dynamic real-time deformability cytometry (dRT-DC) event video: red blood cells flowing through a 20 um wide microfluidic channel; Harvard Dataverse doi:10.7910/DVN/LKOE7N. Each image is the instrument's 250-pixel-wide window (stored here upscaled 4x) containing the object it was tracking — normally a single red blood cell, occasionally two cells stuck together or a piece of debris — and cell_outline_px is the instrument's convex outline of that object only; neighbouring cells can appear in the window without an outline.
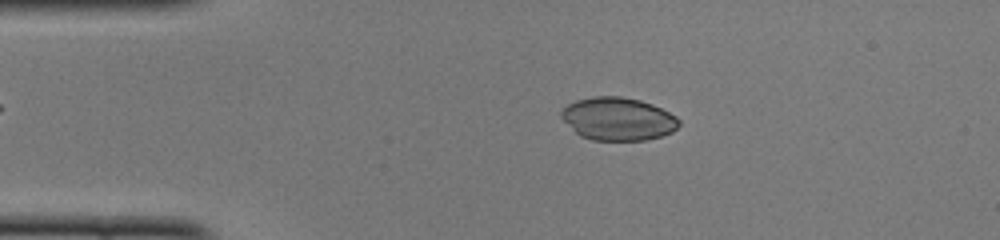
{"species": "common noctule bat (a hibernating species)", "species_latin": "Nyctalus noctula", "temperature_condition": "cold", "stored_images_in_passage": 49, "camera_frame_rate_fps": 3000, "um_per_image_px": 0.085, "animal": {"sex": "female", "body_mass_g": 22.0, "forearm_length_mm": 56.7}, "frame": {"image": 1, "passage_image": 9, "time_ms": 2.667, "image_size_px": [1000, 240], "cell_outline_px": [[680, 124], [672, 132], [660, 136], [644, 140], [592, 140], [580, 136], [560, 116], [560, 112], [568, 104], [576, 100], [592, 96], [620, 96], [640, 100], [652, 104], [676, 116], [680, 120]], "centroid_in_image_um": [52.53, 10.1], "position_along_channel_um": 32.5, "area_um2": 29.36}}
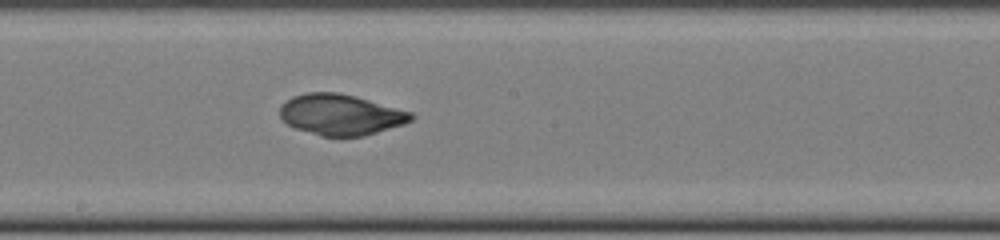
{"frame": {"image": 2, "passage_image": 26, "time_ms": 8.333, "image_size_px": [1000, 240], "cell_outline_px": [[416, 116], [412, 120], [404, 124], [364, 136], [320, 136], [296, 128], [288, 124], [280, 116], [280, 108], [292, 96], [308, 92], [336, 92], [356, 96], [412, 112]], "centroid_in_image_um": [28.99, 9.74], "position_along_channel_um": 219.2, "area_um2": 31.1}}
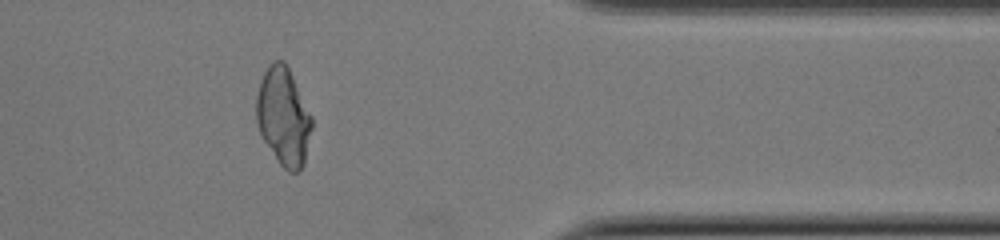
{"frame": {"image": 3, "passage_image": 40, "time_ms": 13.0, "image_size_px": [1000, 240], "cell_outline_px": [[312, 128], [304, 164], [300, 172], [288, 172], [280, 164], [264, 140], [256, 124], [256, 96], [260, 80], [268, 64], [272, 60], [284, 60], [312, 116]], "centroid_in_image_um": [24.08, 9.9], "position_along_channel_um": 387.3, "area_um2": 31.62}}